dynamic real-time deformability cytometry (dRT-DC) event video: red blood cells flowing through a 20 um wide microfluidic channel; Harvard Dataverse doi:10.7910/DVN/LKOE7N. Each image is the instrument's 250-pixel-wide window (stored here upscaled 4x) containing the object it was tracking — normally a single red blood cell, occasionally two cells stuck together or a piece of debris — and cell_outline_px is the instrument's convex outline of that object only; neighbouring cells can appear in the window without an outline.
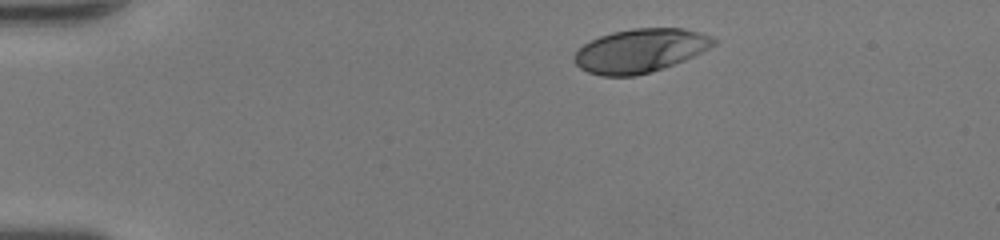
{"species": "human", "species_latin": "Homo sapiens", "temperature_condition": "room temperature", "stored_images_in_passage": 36, "camera_frame_rate_fps": 3000, "um_per_image_px": 0.085, "donor": {"sex": "female"}, "frame": {"image": 1, "passage_image": 1, "time_ms": 0.0, "image_size_px": [1000, 240], "cell_outline_px": [[720, 40], [716, 44], [684, 60], [664, 68], [636, 76], [600, 76], [588, 72], [580, 68], [572, 60], [576, 52], [584, 44], [600, 36], [612, 32], [636, 28], [684, 28], [700, 32], [712, 36]], "centroid_in_image_um": [54.43, 4.3], "position_along_channel_um": 30.6, "area_um2": 35.49}}
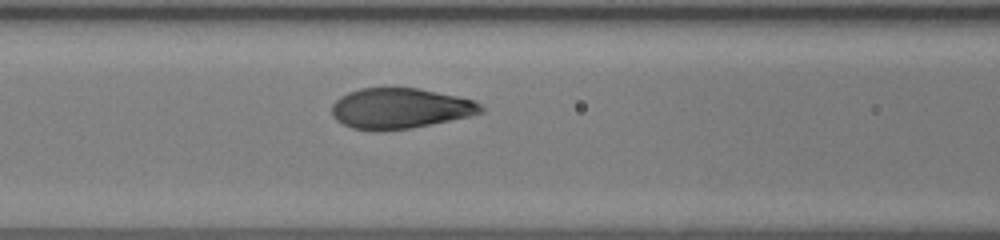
{"frame": {"image": 2, "passage_image": 14, "time_ms": 4.333, "image_size_px": [1000, 240], "cell_outline_px": [[484, 112], [468, 116], [408, 128], [352, 128], [336, 120], [332, 116], [332, 104], [340, 96], [348, 92], [360, 88], [416, 88], [476, 100], [484, 108]], "centroid_in_image_um": [34.0, 9.17], "position_along_channel_um": 132.6, "area_um2": 34.22}}
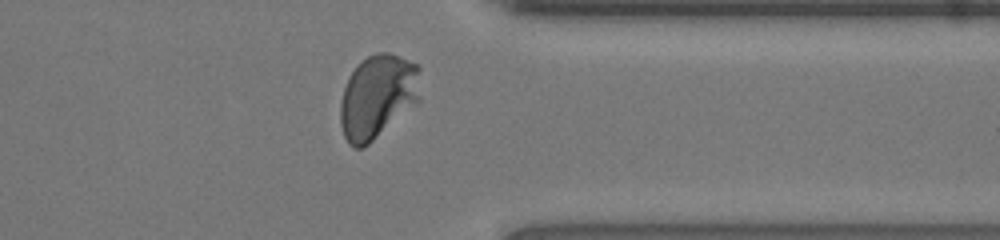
{"frame": {"image": 3, "passage_image": 32, "time_ms": 10.333, "image_size_px": [1000, 240], "cell_outline_px": [[420, 100], [416, 104], [364, 148], [352, 148], [348, 144], [344, 136], [340, 124], [340, 104], [344, 88], [348, 76], [368, 56], [376, 52], [388, 52], [400, 56], [416, 64], [420, 68]], "centroid_in_image_um": [32.1, 8.22], "position_along_channel_um": 379.3, "area_um2": 39.3}, "authors_computed_cell_mechanics": {"area_um2": 36.2406, "velocity_mm_per_s": 4.1638, "shape_relaxation_time_tau1_ms": 3.8903, "shape_relaxation_time_tau2_ms": null, "deformation_change_tau1": 0.2087, "deformation_change_tau2": null}}